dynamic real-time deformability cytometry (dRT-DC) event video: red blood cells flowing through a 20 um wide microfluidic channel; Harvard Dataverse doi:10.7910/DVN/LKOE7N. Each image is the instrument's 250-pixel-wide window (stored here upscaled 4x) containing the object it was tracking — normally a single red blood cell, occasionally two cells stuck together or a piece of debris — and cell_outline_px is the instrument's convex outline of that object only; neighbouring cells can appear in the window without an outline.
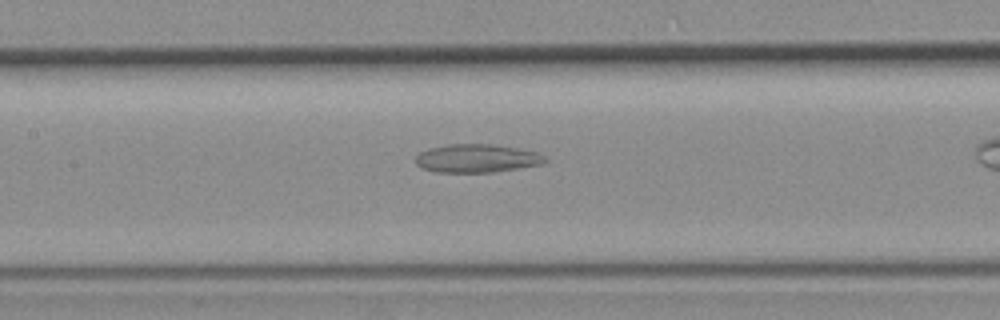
{"species": "common noctule bat (a hibernating species)", "species_latin": "Nyctalus noctula", "temperature_condition": "room temperature", "stored_images_in_passage": 39, "segment_of_instrument_passage": [1, 2], "camera_frame_rate_fps": 3000, "um_per_image_px": 0.085, "animal": {"sex": "female", "body_mass_g": 19.3, "forearm_length_mm": 54.1}, "frame": {"image": 1, "passage_image": 21, "time_ms": 6.667, "image_size_px": [1000, 320], "cell_outline_px": [[548, 160], [544, 164], [520, 168], [492, 172], [436, 172], [420, 168], [416, 164], [416, 156], [420, 152], [428, 148], [448, 144], [492, 144], [516, 148], [536, 152], [544, 156]], "centroid_in_image_um": [40.52, 13.46], "position_along_channel_um": 166.9, "area_um2": 21.44}}
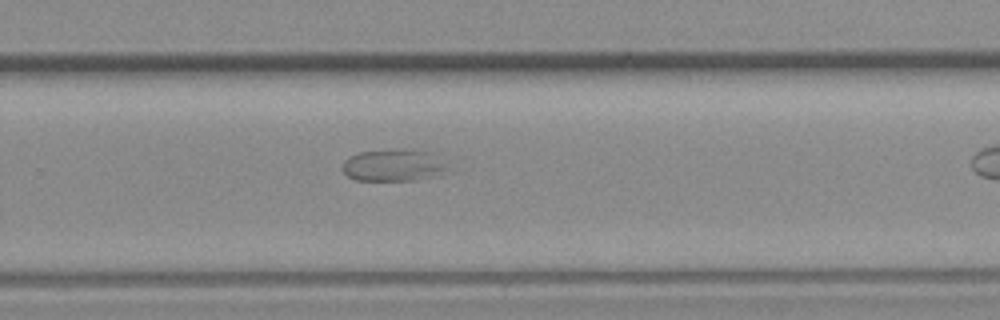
{"frame": {"image": 2, "passage_image": 31, "time_ms": 10.0, "image_size_px": [1000, 320], "cell_outline_px": [[456, 172], [440, 176], [416, 180], [356, 180], [348, 176], [340, 168], [340, 164], [348, 156], [360, 152], [396, 148], [400, 148], [428, 152]], "centroid_in_image_um": [33.48, 14.06], "position_along_channel_um": 296.3, "area_um2": 20.23}}
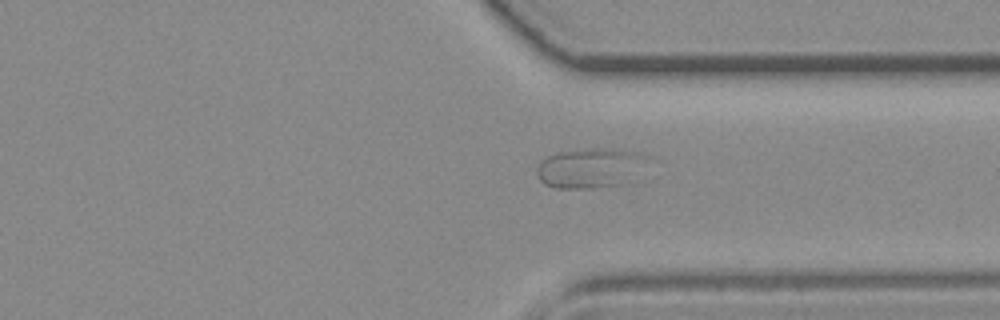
{"frame": {"image": 3, "passage_image": 36, "time_ms": 11.667, "image_size_px": [1000, 320], "cell_outline_px": [[648, 156], [624, 184], [592, 188], [556, 188], [544, 184], [536, 176], [536, 168], [540, 160], [556, 152], [592, 148], [604, 148], [636, 152]], "centroid_in_image_um": [50.03, 14.28], "position_along_channel_um": 361.4, "area_um2": 25.26}}